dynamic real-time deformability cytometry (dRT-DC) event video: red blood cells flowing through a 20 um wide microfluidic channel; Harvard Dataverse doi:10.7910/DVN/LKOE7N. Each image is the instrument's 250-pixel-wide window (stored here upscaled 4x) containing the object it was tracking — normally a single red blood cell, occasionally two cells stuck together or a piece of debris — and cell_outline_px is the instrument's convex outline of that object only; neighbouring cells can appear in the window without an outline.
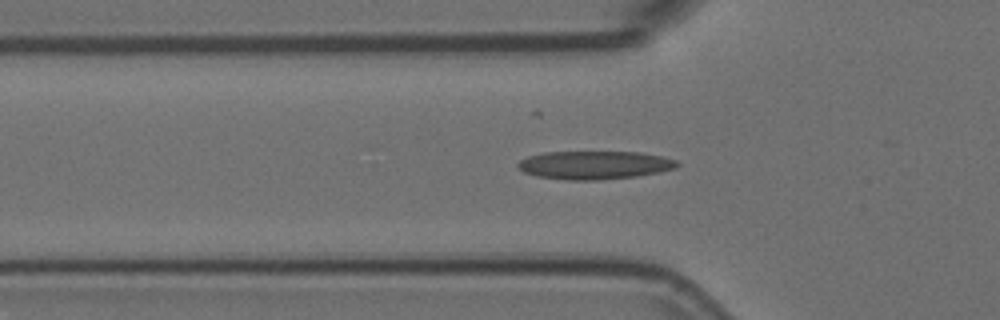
{"species": "Egyptian fruit bat (a non-hibernating species)", "species_latin": "Rousettus aegyptiacus", "temperature_condition": "room temperature", "stored_images_in_passage": 47, "camera_frame_rate_fps": 3000, "um_per_image_px": 0.085, "animal": {"sex": "female"}, "frame": {"image": 1, "passage_image": 9, "time_ms": 2.667, "image_size_px": [1000, 320], "cell_outline_px": [[680, 164], [676, 168], [660, 172], [636, 176], [600, 180], [568, 180], [536, 176], [524, 172], [516, 168], [516, 164], [520, 160], [528, 156], [544, 152], [640, 152], [660, 156], [676, 160]], "centroid_in_image_um": [50.51, 14.03], "position_along_channel_um": 75.3, "area_um2": 26.36}}
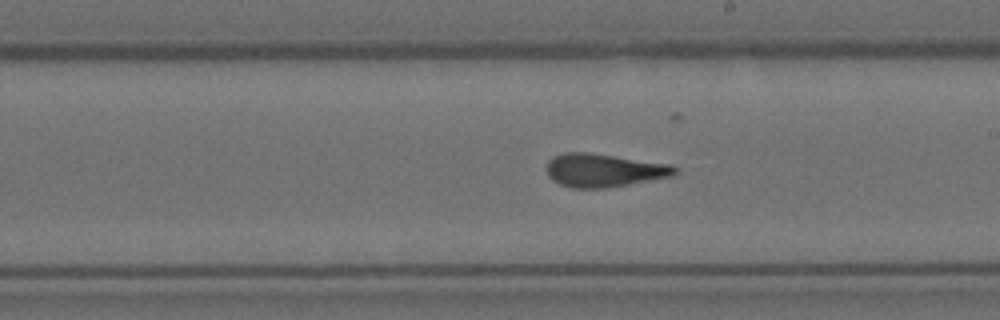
{"frame": {"image": 2, "passage_image": 22, "time_ms": 7.0, "image_size_px": [1000, 320], "cell_outline_px": [[676, 172], [672, 176], [628, 184], [604, 188], [572, 188], [560, 184], [552, 180], [548, 176], [548, 160], [552, 156], [564, 152], [588, 152], [672, 164], [676, 168]], "centroid_in_image_um": [51.3, 14.46], "position_along_channel_um": 237.7, "area_um2": 24.8}}
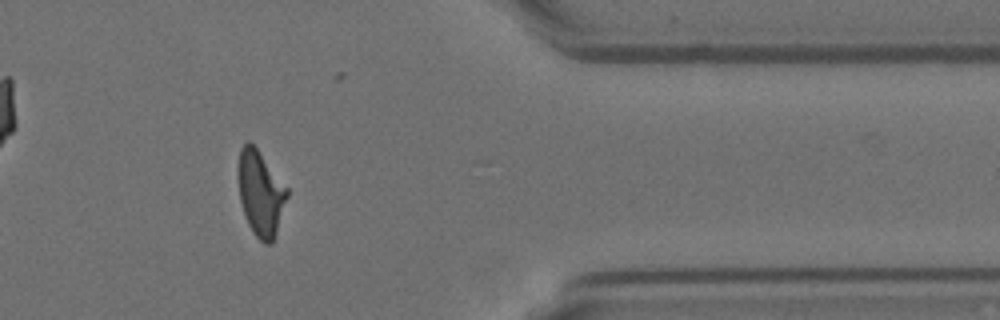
{"frame": {"image": 3, "passage_image": 36, "time_ms": 11.667, "image_size_px": [1000, 320], "cell_outline_px": [[288, 196], [272, 244], [264, 244], [252, 232], [244, 216], [240, 200], [236, 176], [236, 168], [240, 148], [248, 140], [256, 148], [288, 188]], "centroid_in_image_um": [22.1, 16.42], "position_along_channel_um": 389.3, "area_um2": 24.51}, "authors_computed_cell_mechanics": {"area_um2": 24.7384, "velocity_mm_per_s": 3.7227, "shape_relaxation_time_tau1_ms": 8.2104, "shape_relaxation_time_tau2_ms": 1.9335, "deformation_change_tau1": 0.2486, "deformation_change_tau2": 0.0975}}